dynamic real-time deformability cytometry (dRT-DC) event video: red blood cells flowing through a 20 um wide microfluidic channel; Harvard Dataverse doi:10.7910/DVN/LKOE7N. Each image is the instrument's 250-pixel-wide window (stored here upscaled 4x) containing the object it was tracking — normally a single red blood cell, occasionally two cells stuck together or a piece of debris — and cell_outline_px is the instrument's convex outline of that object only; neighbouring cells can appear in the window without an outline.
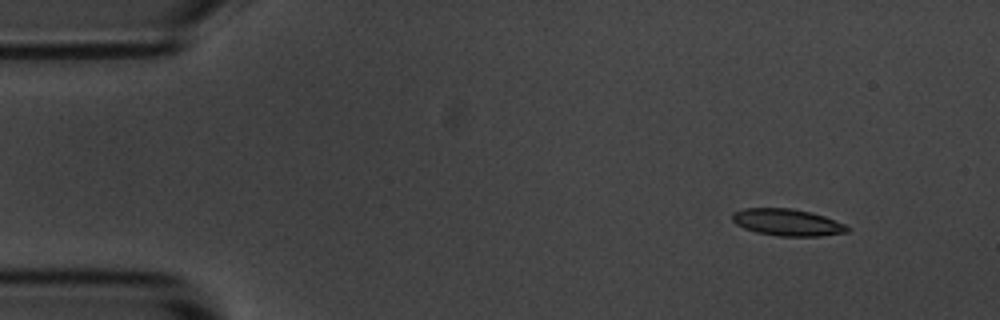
{"species": "common noctule bat (a hibernating species)", "species_latin": "Nyctalus noctula", "temperature_condition": "room temperature", "stored_images_in_passage": 4, "camera_frame_rate_fps": 3000, "um_per_image_px": 0.085, "animal": {"sex": "male", "body_mass_g": 20.1, "forearm_length_mm": 53.5}, "frame": {"image": 1, "passage_image": 1, "time_ms": 0.0, "image_size_px": [1000, 320], "cell_outline_px": [[848, 232], [820, 236], [780, 236], [756, 232], [744, 228], [736, 224], [732, 220], [732, 212], [744, 208], [792, 208], [812, 212], [824, 216], [844, 224], [848, 228]], "centroid_in_image_um": [66.89, 18.89], "position_along_channel_um": 18.1, "area_um2": 17.98}}
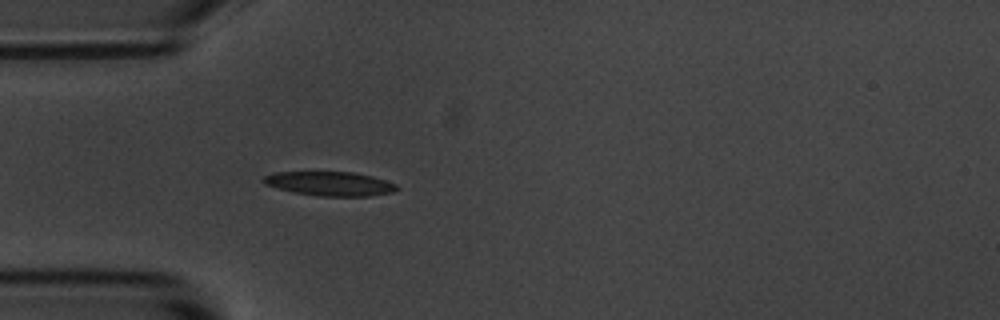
{"frame": {"image": 2, "passage_image": 4, "time_ms": 3.333, "image_size_px": [1000, 320], "cell_outline_px": [[400, 188], [392, 192], [368, 196], [320, 196], [292, 192], [264, 184], [260, 180], [264, 176], [276, 172], [352, 172], [372, 176], [396, 184]], "centroid_in_image_um": [28.02, 15.61], "position_along_channel_um": 57.0, "area_um2": 18.73}}